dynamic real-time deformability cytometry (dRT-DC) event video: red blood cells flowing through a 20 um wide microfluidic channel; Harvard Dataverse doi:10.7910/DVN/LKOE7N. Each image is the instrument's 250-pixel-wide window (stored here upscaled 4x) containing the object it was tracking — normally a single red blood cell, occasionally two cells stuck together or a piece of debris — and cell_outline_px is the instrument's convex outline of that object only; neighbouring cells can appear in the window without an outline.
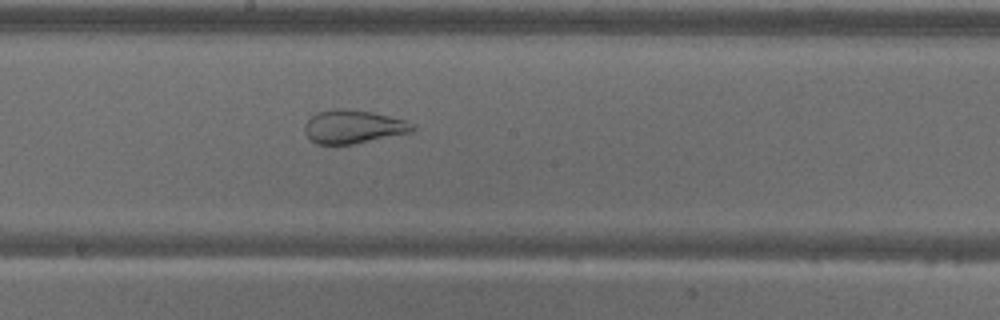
{"species": "common noctule bat (a hibernating species)", "species_latin": "Nyctalus noctula", "temperature_condition": "warm", "stored_images_in_passage": 57, "camera_frame_rate_fps": 3000, "um_per_image_px": 0.085, "animal": {"sex": "male", "body_mass_g": 18.8}, "frame": {"image": 1, "passage_image": 31, "time_ms": 10.0, "image_size_px": [1000, 320], "cell_outline_px": [[416, 128], [412, 132], [352, 144], [316, 144], [304, 132], [304, 124], [316, 112], [336, 108], [344, 108], [372, 112], [408, 120]], "centroid_in_image_um": [30.03, 10.76], "position_along_channel_um": 218.2, "area_um2": 21.04}}
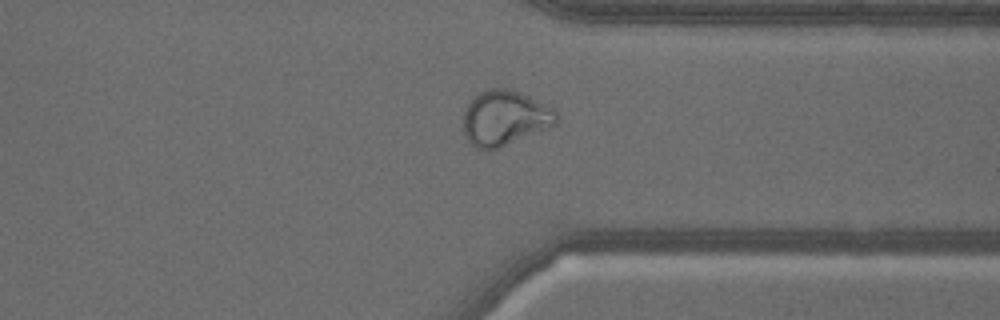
{"frame": {"image": 2, "passage_image": 44, "time_ms": 14.333, "image_size_px": [1000, 320], "cell_outline_px": [[556, 124], [500, 148], [484, 152], [476, 148], [464, 136], [464, 112], [468, 104], [480, 92], [492, 88], [504, 88], [528, 96], [552, 108], [556, 112]], "centroid_in_image_um": [42.86, 10.07], "position_along_channel_um": 368.5, "area_um2": 29.48}}
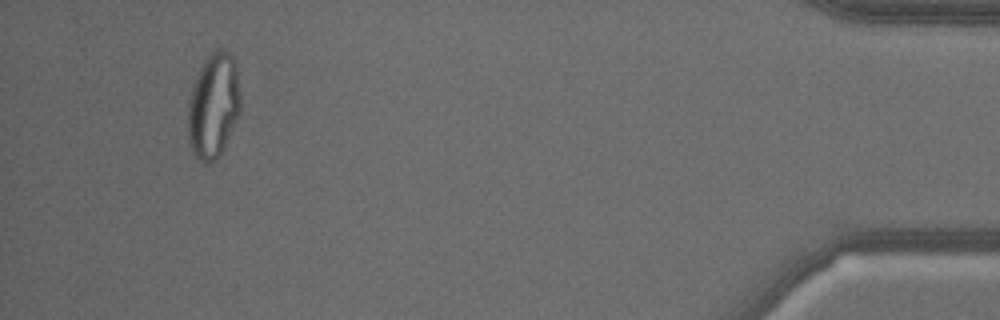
{"frame": {"image": 3, "passage_image": 54, "time_ms": 17.667, "image_size_px": [1000, 320], "cell_outline_px": [[240, 112], [224, 148], [220, 156], [216, 160], [208, 164], [204, 164], [192, 152], [188, 140], [188, 104], [192, 88], [200, 68], [208, 56], [212, 52], [220, 48], [228, 52], [232, 56], [236, 68], [240, 96]], "centroid_in_image_um": [18.14, 9.04], "position_along_channel_um": 417.1, "area_um2": 32.08}}